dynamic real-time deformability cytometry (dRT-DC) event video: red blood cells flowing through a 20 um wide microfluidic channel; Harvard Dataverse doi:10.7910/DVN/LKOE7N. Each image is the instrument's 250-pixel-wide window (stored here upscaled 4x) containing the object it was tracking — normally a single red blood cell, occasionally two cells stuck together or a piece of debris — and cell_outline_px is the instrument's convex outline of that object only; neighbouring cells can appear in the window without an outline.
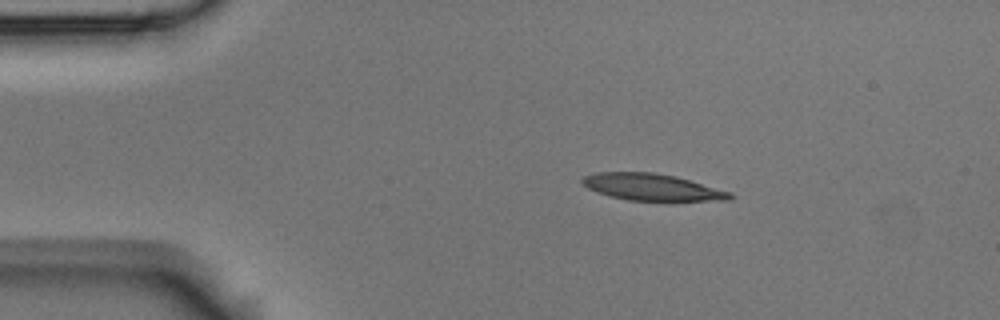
{"species": "Egyptian fruit bat (a non-hibernating species)", "species_latin": "Rousettus aegyptiacus", "temperature_condition": "room temperature", "stored_images_in_passage": 5, "camera_frame_rate_fps": 3000, "um_per_image_px": 0.085, "animal": {"sex": "male"}, "frame": {"image": 1, "passage_image": 2, "time_ms": 0.333, "image_size_px": [1000, 320], "cell_outline_px": [[736, 196], [728, 200], [628, 200], [608, 196], [596, 192], [588, 188], [580, 180], [584, 176], [596, 172], [652, 172], [676, 176], [732, 192]], "centroid_in_image_um": [55.41, 15.9], "position_along_channel_um": 29.6, "area_um2": 22.95}}
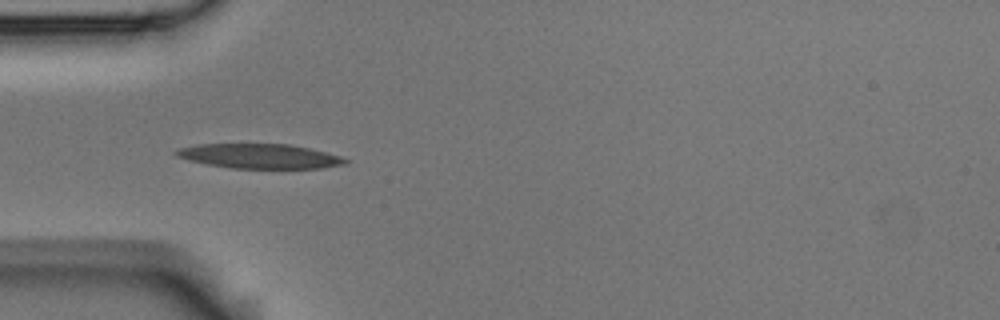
{"frame": {"image": 2, "passage_image": 4, "time_ms": 1.0, "image_size_px": [1000, 320], "cell_outline_px": [[348, 164], [320, 168], [232, 168], [208, 164], [188, 160], [176, 156], [172, 152], [176, 148], [200, 144], [292, 144], [340, 156], [348, 160]], "centroid_in_image_um": [22.03, 13.27], "position_along_channel_um": 63.0, "area_um2": 24.22}}
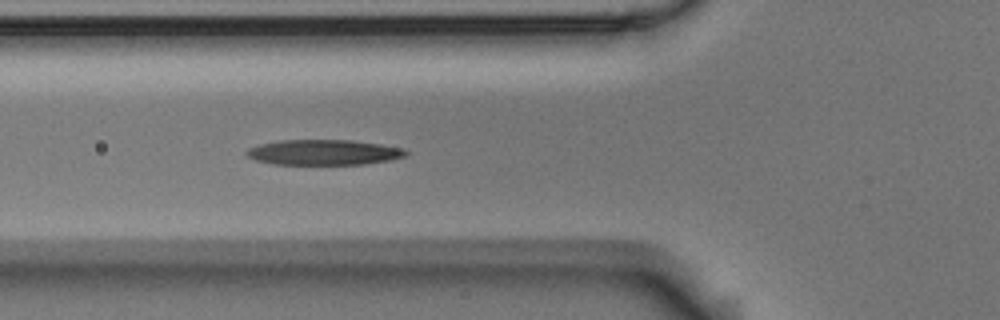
{"frame": {"image": 3, "passage_image": 5, "time_ms": 1.333, "image_size_px": [1000, 320], "cell_outline_px": [[408, 152], [404, 156], [392, 160], [364, 164], [272, 164], [256, 160], [248, 156], [244, 152], [248, 148], [260, 144], [280, 140], [352, 140], [380, 144], [404, 148]], "centroid_in_image_um": [27.52, 12.94], "position_along_channel_um": 98.3, "area_um2": 23.52}}